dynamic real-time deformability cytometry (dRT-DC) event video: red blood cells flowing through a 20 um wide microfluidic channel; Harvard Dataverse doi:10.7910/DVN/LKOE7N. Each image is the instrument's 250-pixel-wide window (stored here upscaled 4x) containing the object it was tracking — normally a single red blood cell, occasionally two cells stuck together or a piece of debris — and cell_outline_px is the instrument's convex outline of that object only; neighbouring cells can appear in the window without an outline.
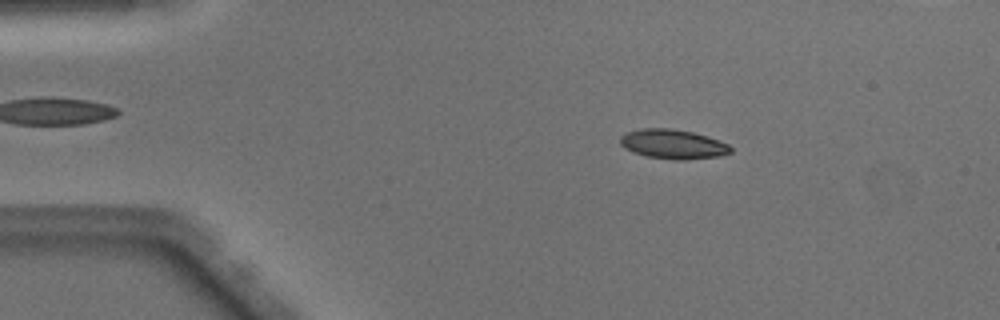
{"species": "Egyptian fruit bat (a non-hibernating species)", "species_latin": "Rousettus aegyptiacus", "temperature_condition": "warm", "stored_images_in_passage": 50, "camera_frame_rate_fps": 3000, "um_per_image_px": 0.085, "animal": {"sex": "male"}, "frame": {"image": 1, "passage_image": 8, "time_ms": 2.333, "image_size_px": [1000, 320], "cell_outline_px": [[732, 152], [720, 156], [684, 160], [672, 160], [648, 156], [632, 152], [624, 148], [620, 144], [620, 136], [628, 132], [640, 128], [672, 128], [692, 132], [708, 136], [720, 140], [728, 144], [732, 148]], "centroid_in_image_um": [57.21, 12.25], "position_along_channel_um": 27.8, "area_um2": 19.13}}
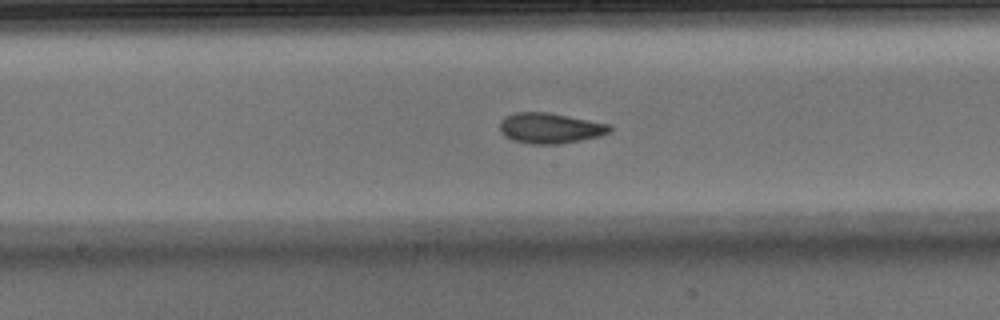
{"frame": {"image": 2, "passage_image": 25, "time_ms": 8.0, "image_size_px": [1000, 320], "cell_outline_px": [[612, 132], [600, 136], [560, 144], [532, 144], [512, 140], [504, 136], [500, 132], [500, 120], [504, 116], [516, 112], [548, 112], [608, 124], [612, 128]], "centroid_in_image_um": [46.73, 10.89], "position_along_channel_um": 201.5, "area_um2": 19.59}}
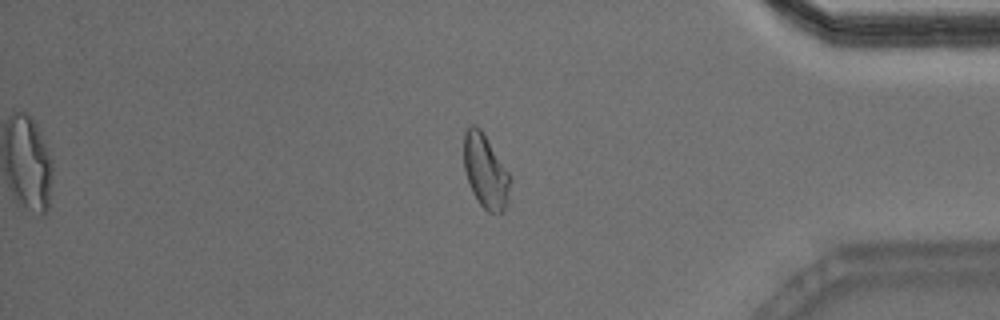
{"frame": {"image": 3, "passage_image": 41, "time_ms": 13.333, "image_size_px": [1000, 320], "cell_outline_px": [[512, 180], [508, 200], [504, 208], [500, 212], [488, 212], [480, 204], [472, 192], [464, 168], [464, 132], [472, 124], [476, 124], [484, 132], [508, 172]], "centroid_in_image_um": [41.27, 14.53], "position_along_channel_um": 393.9, "area_um2": 19.88}, "authors_computed_cell_mechanics": {"area_um2": 19.1318, "velocity_mm_per_s": 4.0988, "shape_relaxation_time_tau1_ms": 4.0166, "shape_relaxation_time_tau2_ms": 1.4594, "deformation_change_tau1": 0.1578, "deformation_change_tau2": 0.0799}}